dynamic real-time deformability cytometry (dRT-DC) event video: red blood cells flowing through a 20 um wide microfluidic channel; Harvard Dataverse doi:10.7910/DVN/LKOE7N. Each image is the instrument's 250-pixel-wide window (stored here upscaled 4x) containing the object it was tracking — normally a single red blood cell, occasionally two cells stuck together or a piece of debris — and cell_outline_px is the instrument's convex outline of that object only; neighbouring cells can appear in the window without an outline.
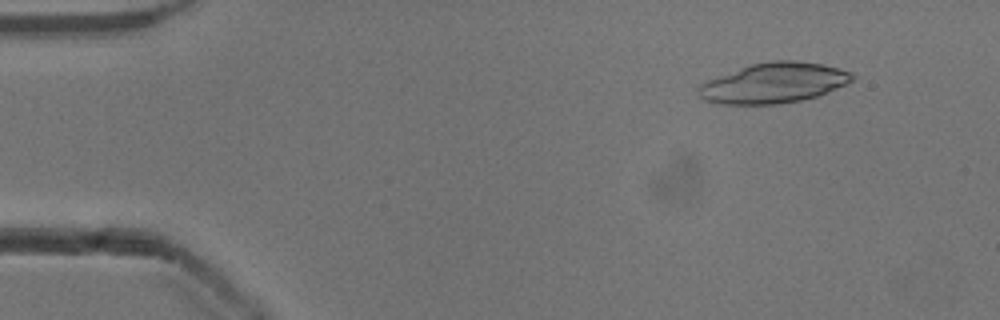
{"species": "common noctule bat (a hibernating species)", "species_latin": "Nyctalus noctula", "temperature_condition": "cold", "stored_images_in_passage": 52, "camera_frame_rate_fps": 3000, "um_per_image_px": 0.085, "animal": {"sex": "male", "body_mass_g": 13.3}, "frame": {"image": 1, "passage_image": 6, "time_ms": 1.667, "image_size_px": [1000, 320], "cell_outline_px": [[856, 76], [852, 80], [844, 84], [816, 96], [800, 100], [776, 104], [720, 104], [704, 100], [696, 92], [696, 88], [700, 84], [708, 80], [752, 64], [772, 60], [792, 60], [820, 64], [852, 72]], "centroid_in_image_um": [65.72, 7.06], "position_along_channel_um": 19.3, "area_um2": 35.49}}